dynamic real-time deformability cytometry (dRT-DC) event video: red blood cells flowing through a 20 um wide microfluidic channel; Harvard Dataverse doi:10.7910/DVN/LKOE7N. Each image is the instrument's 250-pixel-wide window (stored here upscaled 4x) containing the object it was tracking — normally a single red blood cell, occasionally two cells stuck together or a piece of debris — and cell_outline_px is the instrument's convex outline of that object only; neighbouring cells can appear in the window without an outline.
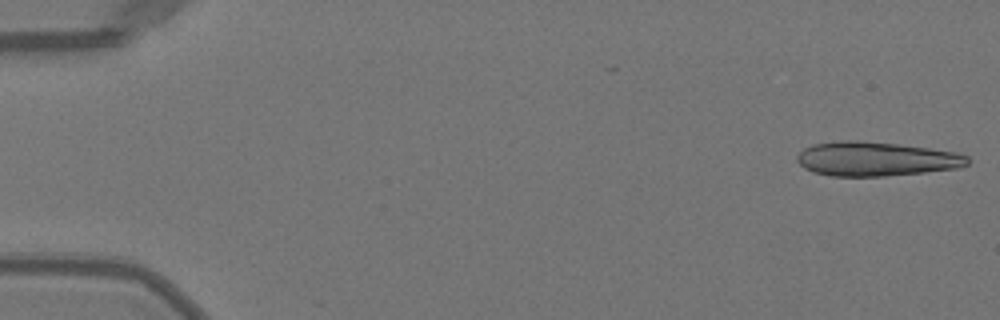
{"species": "Egyptian fruit bat (a non-hibernating species)", "species_latin": "Rousettus aegyptiacus", "temperature_condition": "warm", "stored_images_in_passage": 14, "camera_frame_rate_fps": 3000, "um_per_image_px": 0.085, "animal": {"sex": "female"}, "frame": {"image": 1, "passage_image": 1, "time_ms": 0.0, "image_size_px": [1000, 320], "cell_outline_px": [[968, 164], [960, 168], [924, 172], [884, 176], [832, 176], [812, 172], [804, 168], [796, 160], [796, 156], [804, 148], [812, 144], [844, 140], [856, 140], [896, 144], [928, 148], [956, 152], [968, 156]], "centroid_in_image_um": [74.43, 13.51], "position_along_channel_um": 10.6, "area_um2": 33.99}}